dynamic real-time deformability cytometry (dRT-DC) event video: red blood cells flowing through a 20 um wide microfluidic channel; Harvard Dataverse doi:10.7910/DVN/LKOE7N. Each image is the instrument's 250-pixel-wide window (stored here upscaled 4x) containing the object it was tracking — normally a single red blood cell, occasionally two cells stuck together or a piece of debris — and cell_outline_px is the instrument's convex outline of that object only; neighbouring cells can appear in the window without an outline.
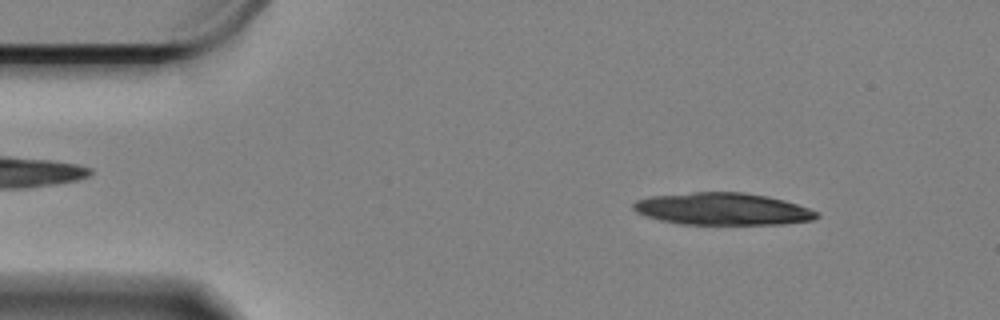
{"species": "Egyptian fruit bat (a non-hibernating species)", "species_latin": "Rousettus aegyptiacus", "temperature_condition": "cold", "stored_images_in_passage": 15, "camera_frame_rate_fps": 3000, "um_per_image_px": 0.085, "animal": {"sex": "female"}, "frame": {"image": 1, "passage_image": 6, "time_ms": 1.667, "image_size_px": [1000, 320], "cell_outline_px": [[820, 216], [812, 220], [784, 224], [680, 224], [660, 220], [644, 216], [636, 212], [632, 208], [632, 204], [636, 200], [652, 196], [692, 192], [744, 192], [768, 196], [784, 200], [808, 208], [816, 212]], "centroid_in_image_um": [61.39, 17.76], "position_along_channel_um": 23.6, "area_um2": 34.39}}